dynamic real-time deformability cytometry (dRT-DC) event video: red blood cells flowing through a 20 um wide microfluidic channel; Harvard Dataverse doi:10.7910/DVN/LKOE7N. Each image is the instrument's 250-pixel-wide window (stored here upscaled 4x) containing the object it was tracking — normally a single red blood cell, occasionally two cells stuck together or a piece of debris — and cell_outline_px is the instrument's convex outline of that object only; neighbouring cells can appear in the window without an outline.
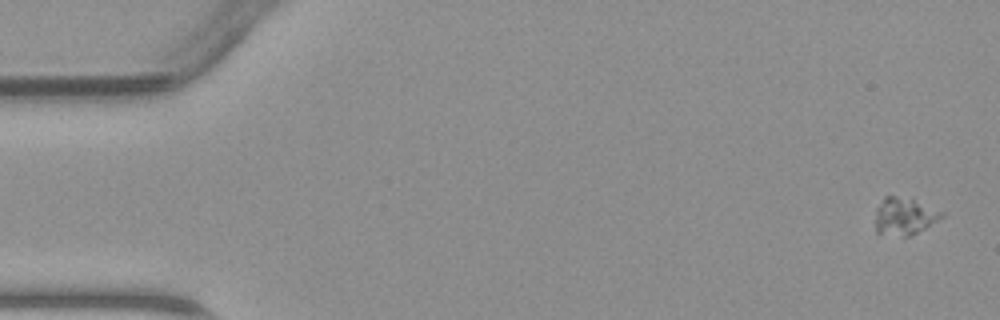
{"species": "common noctule bat (a hibernating species)", "species_latin": "Nyctalus noctula", "temperature_condition": "warm", "stored_images_in_passage": 47, "camera_frame_rate_fps": 3000, "um_per_image_px": 0.085, "animal": {"sex": "male", "body_mass_g": 23.1, "forearm_length_mm": 52.7}, "frame": {"image": 1, "passage_image": 1, "time_ms": 0.0, "image_size_px": [1000, 320], "cell_outline_px": [[944, 216], [924, 228], [908, 236], [904, 236], [876, 232], [876, 208], [884, 196], [896, 196], [912, 200], [944, 212]], "centroid_in_image_um": [76.84, 18.37], "position_along_channel_um": 8.2, "area_um2": 13.87}}
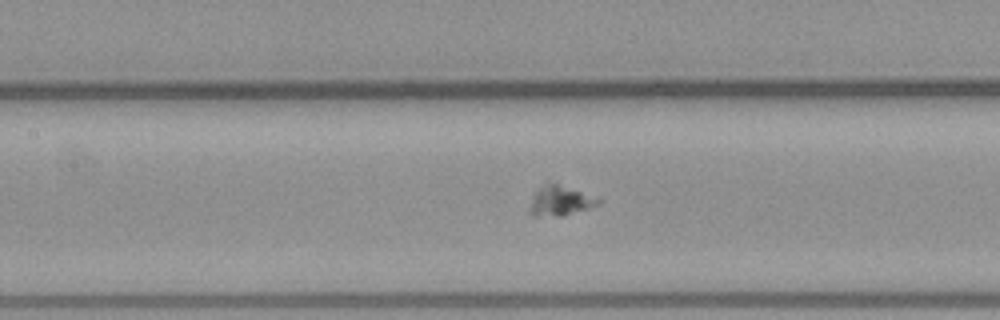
{"frame": {"image": 2, "passage_image": 21, "time_ms": 6.667, "image_size_px": [1000, 320], "cell_outline_px": [[600, 204], [588, 208], [560, 216], [532, 216], [532, 196], [544, 180], [548, 180], [580, 192], [600, 200]], "centroid_in_image_um": [47.55, 17.03], "position_along_channel_um": 159.8, "area_um2": 11.62}}
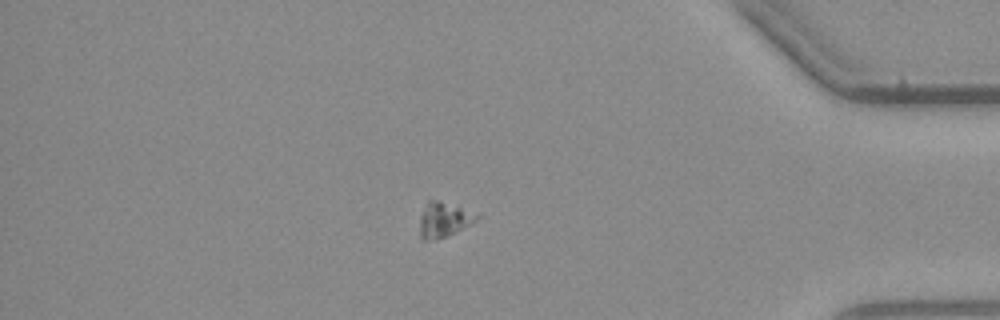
{"frame": {"image": 3, "passage_image": 40, "time_ms": 13.0, "image_size_px": [1000, 320], "cell_outline_px": [[480, 216], [476, 220], [456, 232], [444, 236], [424, 240], [420, 236], [420, 220], [428, 200], [440, 200], [480, 212]], "centroid_in_image_um": [37.8, 18.62], "position_along_channel_um": 397.4, "area_um2": 11.5}}